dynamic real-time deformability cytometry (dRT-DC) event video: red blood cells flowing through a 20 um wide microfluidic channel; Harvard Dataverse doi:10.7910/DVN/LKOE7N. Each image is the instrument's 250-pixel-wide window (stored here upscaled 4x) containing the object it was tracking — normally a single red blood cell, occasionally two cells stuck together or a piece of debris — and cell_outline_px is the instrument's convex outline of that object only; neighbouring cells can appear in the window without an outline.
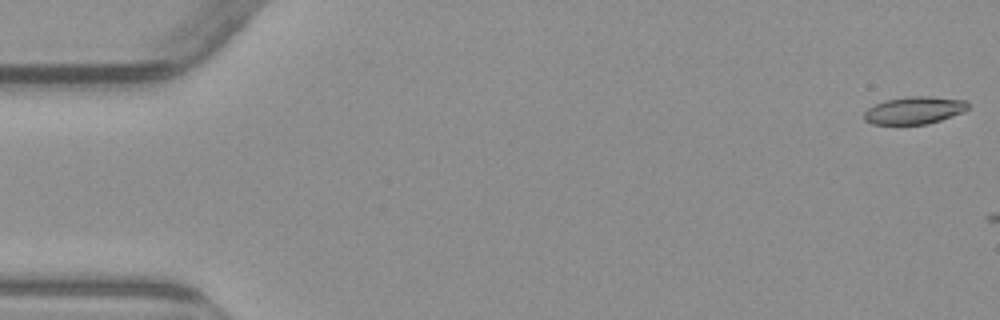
{"species": "common noctule bat (a hibernating species)", "species_latin": "Nyctalus noctula", "temperature_condition": "warm", "stored_images_in_passage": 4, "camera_frame_rate_fps": 3000, "um_per_image_px": 0.085, "animal": {"sex": "male", "body_mass_g": 23.1, "forearm_length_mm": 52.7}, "frame": {"image": 1, "passage_image": 1, "time_ms": 0.0, "image_size_px": [1000, 320], "cell_outline_px": [[968, 108], [964, 112], [928, 124], [872, 124], [864, 120], [864, 112], [868, 108], [876, 104], [888, 100], [908, 96], [928, 96], [968, 100]], "centroid_in_image_um": [77.74, 9.37], "position_along_channel_um": 7.3, "area_um2": 16.59}}